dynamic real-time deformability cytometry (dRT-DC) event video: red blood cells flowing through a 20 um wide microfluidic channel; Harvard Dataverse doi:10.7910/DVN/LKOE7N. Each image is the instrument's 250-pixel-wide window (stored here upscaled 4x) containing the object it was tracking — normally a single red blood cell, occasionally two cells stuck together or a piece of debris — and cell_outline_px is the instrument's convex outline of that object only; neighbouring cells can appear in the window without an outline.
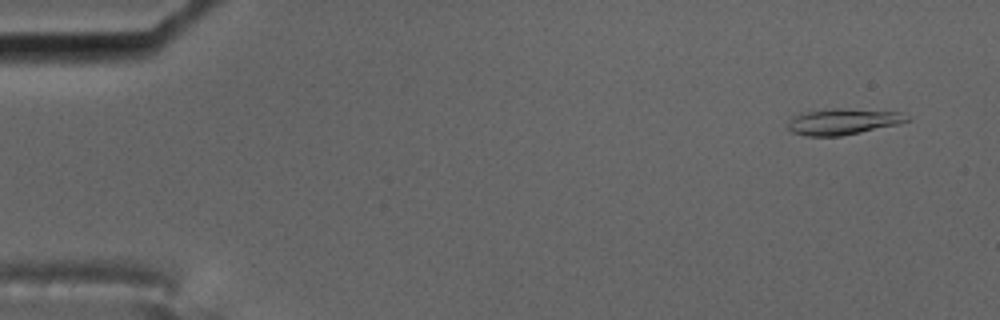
{"species": "common noctule bat (a hibernating species)", "species_latin": "Nyctalus noctula", "temperature_condition": "cold", "stored_images_in_passage": 57, "camera_frame_rate_fps": 3000, "um_per_image_px": 0.085, "animal": {"sex": "male", "body_mass_g": 17.5, "forearm_length_mm": 52.3}, "frame": {"image": 1, "passage_image": 4, "time_ms": 1.0, "image_size_px": [1000, 320], "cell_outline_px": [[912, 120], [900, 124], [840, 136], [808, 136], [792, 132], [788, 128], [788, 124], [792, 112], [832, 108], [836, 108], [900, 112], [908, 116]], "centroid_in_image_um": [71.59, 10.32], "position_along_channel_um": 13.4, "area_um2": 18.44}}
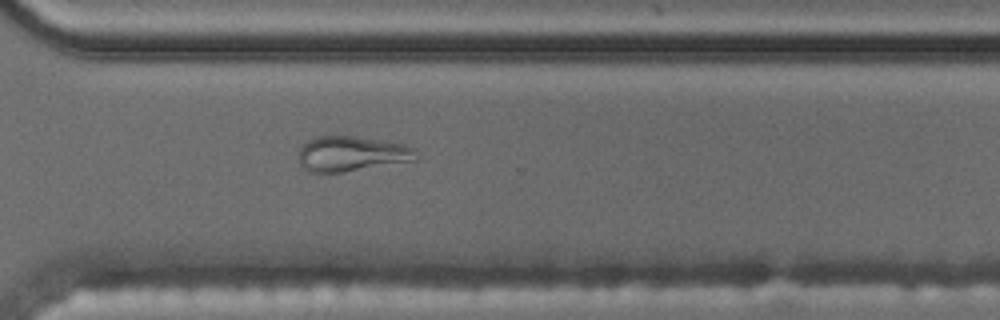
{"frame": {"image": 2, "passage_image": 42, "time_ms": 13.667, "image_size_px": [1000, 320], "cell_outline_px": [[416, 160], [340, 172], [308, 172], [300, 164], [300, 148], [308, 140], [316, 136], [352, 136], [404, 144], [416, 148]], "centroid_in_image_um": [29.88, 13.06], "position_along_channel_um": 340.7, "area_um2": 23.7}}
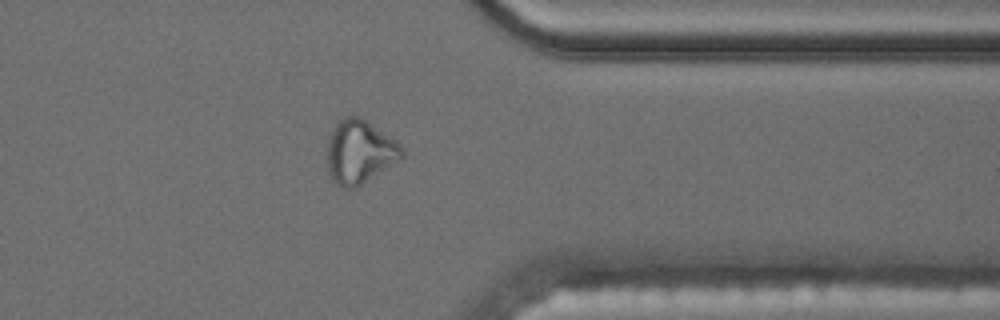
{"frame": {"image": 3, "passage_image": 46, "time_ms": 15.0, "image_size_px": [1000, 320], "cell_outline_px": [[404, 156], [400, 160], [356, 188], [344, 188], [336, 184], [332, 180], [328, 172], [328, 136], [336, 124], [344, 116], [360, 116], [396, 140], [404, 148]], "centroid_in_image_um": [30.58, 12.91], "position_along_channel_um": 380.8, "area_um2": 27.8}, "authors_computed_cell_mechanics": {"area_um2": 17.7446, "velocity_mm_per_s": 3.5241, "shape_relaxation_time_tau1_ms": null, "shape_relaxation_time_tau2_ms": 4.7063, "deformation_change_tau1": null, "deformation_change_tau2": 0.1196}}